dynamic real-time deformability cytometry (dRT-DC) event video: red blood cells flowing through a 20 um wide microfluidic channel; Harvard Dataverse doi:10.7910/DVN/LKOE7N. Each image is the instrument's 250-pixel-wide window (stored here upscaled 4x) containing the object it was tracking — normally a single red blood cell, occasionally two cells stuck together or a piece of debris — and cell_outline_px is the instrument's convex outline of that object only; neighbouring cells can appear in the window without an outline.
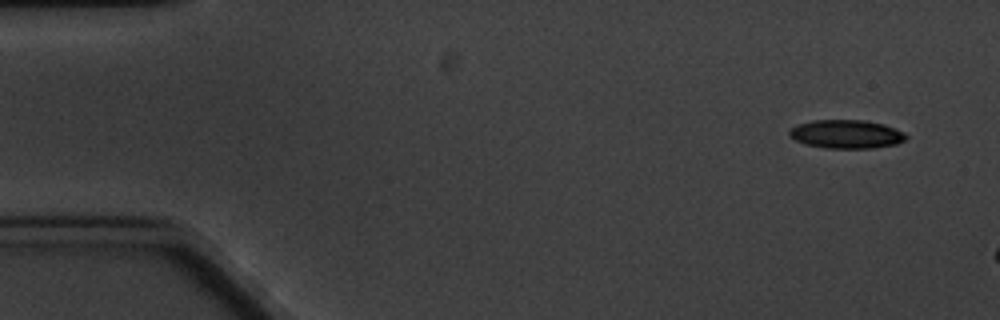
{"species": "common noctule bat (a hibernating species)", "species_latin": "Nyctalus noctula", "temperature_condition": "cold", "stored_images_in_passage": 4, "camera_frame_rate_fps": 3000, "um_per_image_px": 0.085, "animal": {"sex": "male", "body_mass_g": 20.1, "forearm_length_mm": 53.5}, "frame": {"image": 1, "passage_image": 1, "time_ms": 0.0, "image_size_px": [1000, 320], "cell_outline_px": [[908, 136], [904, 140], [896, 144], [872, 148], [824, 148], [804, 144], [788, 136], [788, 132], [796, 124], [812, 120], [864, 120], [884, 124], [904, 132]], "centroid_in_image_um": [71.91, 11.4], "position_along_channel_um": 13.1, "area_um2": 19.54}}